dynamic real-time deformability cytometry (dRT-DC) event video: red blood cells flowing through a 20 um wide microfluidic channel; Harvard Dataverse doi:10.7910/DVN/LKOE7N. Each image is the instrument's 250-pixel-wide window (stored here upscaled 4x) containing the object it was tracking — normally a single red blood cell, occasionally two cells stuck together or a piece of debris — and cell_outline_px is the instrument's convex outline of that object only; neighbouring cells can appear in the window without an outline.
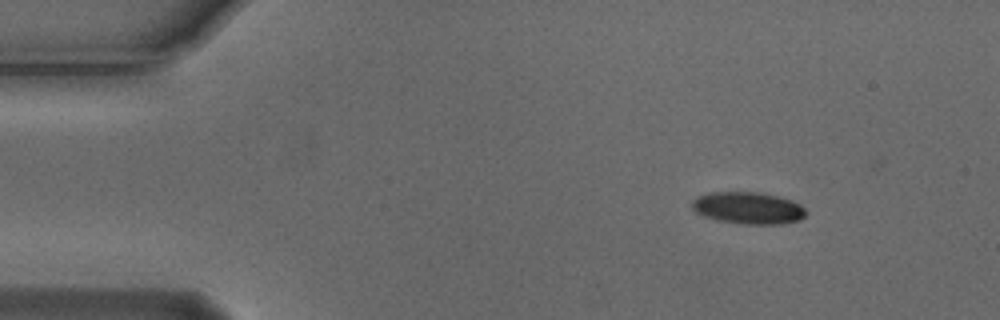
{"species": "Egyptian fruit bat (a non-hibernating species)", "species_latin": "Rousettus aegyptiacus", "temperature_condition": "cold", "stored_images_in_passage": 6, "camera_frame_rate_fps": 3000, "um_per_image_px": 0.085, "animal": {"sex": "male"}, "frame": {"image": 1, "passage_image": 1, "time_ms": 0.0, "image_size_px": [1000, 320], "cell_outline_px": [[808, 212], [800, 220], [780, 224], [744, 224], [716, 220], [704, 216], [696, 212], [692, 208], [692, 200], [696, 196], [708, 192], [760, 192], [780, 196], [792, 200], [800, 204]], "centroid_in_image_um": [63.59, 17.67], "position_along_channel_um": 21.4, "area_um2": 21.5}}
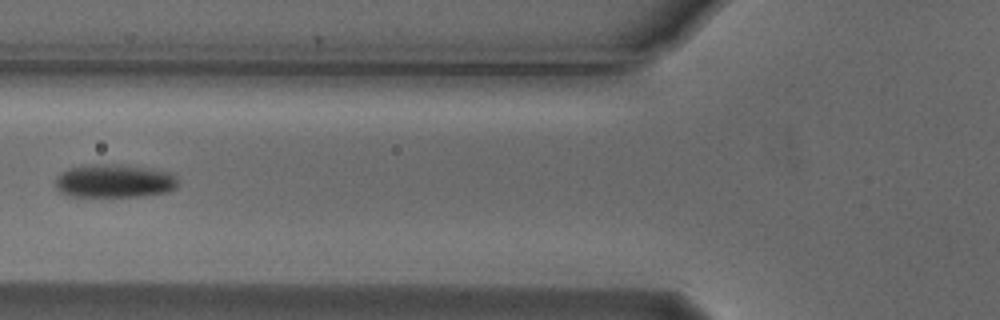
{"frame": {"image": 2, "passage_image": 5, "time_ms": 1.333, "image_size_px": [1000, 320], "cell_outline_px": [[176, 188], [168, 192], [140, 196], [68, 196], [60, 192], [56, 188], [56, 176], [60, 172], [68, 168], [96, 164], [116, 164], [152, 168], [172, 172], [176, 176]], "centroid_in_image_um": [9.72, 15.38], "position_along_channel_um": 116.1, "area_um2": 23.99}}
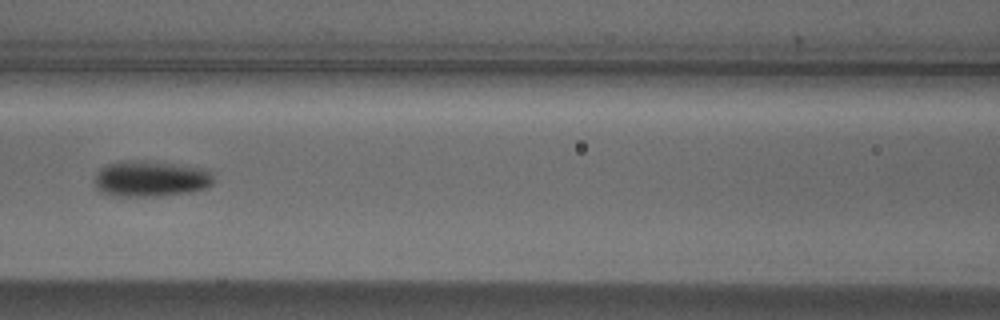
{"frame": {"image": 3, "passage_image": 6, "time_ms": 1.667, "image_size_px": [1000, 320], "cell_outline_px": [[212, 184], [208, 188], [192, 192], [160, 196], [112, 196], [100, 192], [96, 188], [96, 172], [100, 168], [108, 164], [172, 164], [208, 168], [212, 172]], "centroid_in_image_um": [12.88, 15.27], "position_along_channel_um": 153.7, "area_um2": 24.04}}